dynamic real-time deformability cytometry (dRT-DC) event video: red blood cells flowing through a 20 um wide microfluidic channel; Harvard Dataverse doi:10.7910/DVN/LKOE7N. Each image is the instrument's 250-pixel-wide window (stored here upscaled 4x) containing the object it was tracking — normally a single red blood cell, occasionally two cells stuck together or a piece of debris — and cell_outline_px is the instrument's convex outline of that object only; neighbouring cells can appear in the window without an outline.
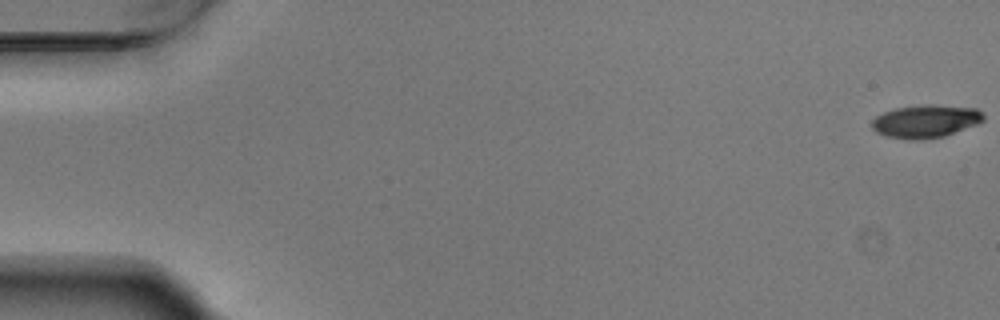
{"species": "Egyptian fruit bat (a non-hibernating species)", "species_latin": "Rousettus aegyptiacus", "temperature_condition": "warm", "stored_images_in_passage": 56, "camera_frame_rate_fps": 3000, "um_per_image_px": 0.085, "animal": {"sex": "male"}, "frame": {"image": 1, "passage_image": 1, "time_ms": 0.0, "image_size_px": [1000, 320], "cell_outline_px": [[984, 120], [976, 124], [944, 136], [916, 140], [908, 140], [888, 136], [876, 132], [872, 128], [872, 120], [876, 116], [884, 112], [896, 108], [920, 104], [936, 104], [976, 108], [984, 116]], "centroid_in_image_um": [78.66, 10.29], "position_along_channel_um": 6.3, "area_um2": 21.39}}
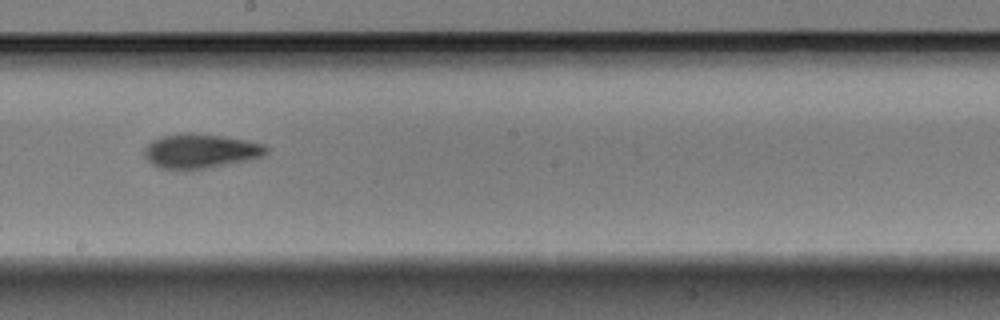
{"frame": {"image": 2, "passage_image": 32, "time_ms": 10.333, "image_size_px": [1000, 320], "cell_outline_px": [[268, 152], [264, 156], [252, 160], [188, 172], [184, 172], [160, 168], [152, 164], [144, 156], [144, 148], [152, 140], [160, 136], [188, 132], [220, 136], [244, 140], [264, 144], [268, 148]], "centroid_in_image_um": [17.02, 12.88], "position_along_channel_um": 231.2, "area_um2": 25.14}}
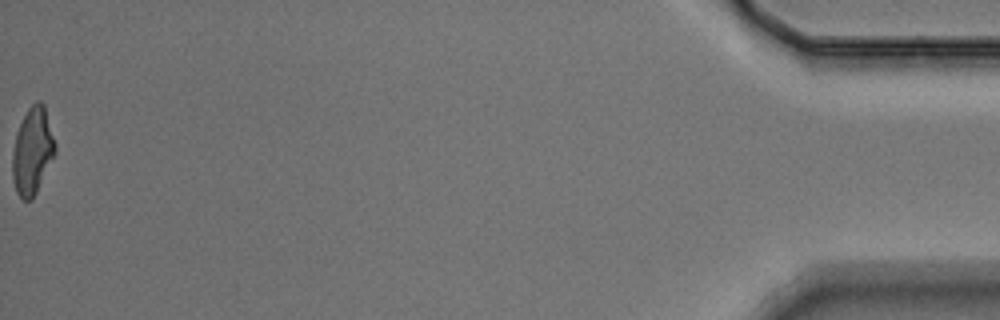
{"frame": {"image": 3, "passage_image": 56, "time_ms": 18.333, "image_size_px": [1000, 320], "cell_outline_px": [[56, 152], [32, 200], [24, 200], [16, 192], [12, 176], [12, 152], [16, 132], [28, 108], [36, 100], [40, 100], [44, 104], [56, 144]], "centroid_in_image_um": [2.75, 12.82], "position_along_channel_um": 432.4, "area_um2": 21.62}, "authors_computed_cell_mechanics": {"area_um2": 22.6287, "velocity_mm_per_s": 3.7216, "shape_relaxation_time_tau1_ms": 3.9325, "shape_relaxation_time_tau2_ms": 4.1252, "deformation_change_tau1": 0.1552, "deformation_change_tau2": 0.1223}}